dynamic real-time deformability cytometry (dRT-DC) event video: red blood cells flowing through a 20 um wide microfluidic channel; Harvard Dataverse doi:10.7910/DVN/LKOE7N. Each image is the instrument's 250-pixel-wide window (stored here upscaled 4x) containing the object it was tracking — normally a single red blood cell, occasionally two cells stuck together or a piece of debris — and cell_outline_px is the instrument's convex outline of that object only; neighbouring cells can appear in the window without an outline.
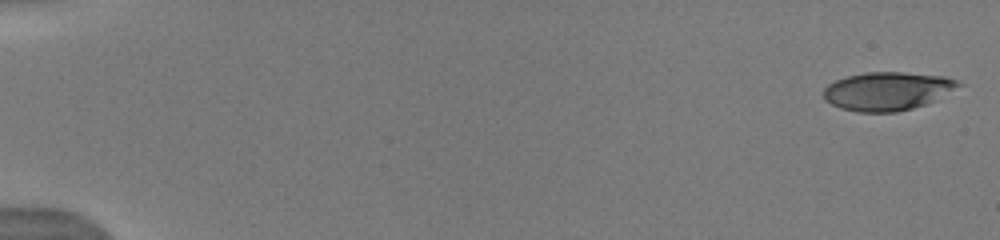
{"species": "human", "species_latin": "Homo sapiens", "temperature_condition": "warm", "stored_images_in_passage": 12, "camera_frame_rate_fps": 3000, "um_per_image_px": 0.085, "donor": {"sex": "male"}, "frame": {"image": 1, "passage_image": 1, "time_ms": 0.0, "image_size_px": [1000, 240], "cell_outline_px": [[964, 84], [924, 104], [912, 108], [896, 112], [856, 112], [840, 108], [824, 100], [824, 88], [828, 84], [836, 80], [848, 76], [864, 72], [900, 72], [944, 76], [960, 80]], "centroid_in_image_um": [75.4, 7.74], "position_along_channel_um": 9.6, "area_um2": 30.0}}
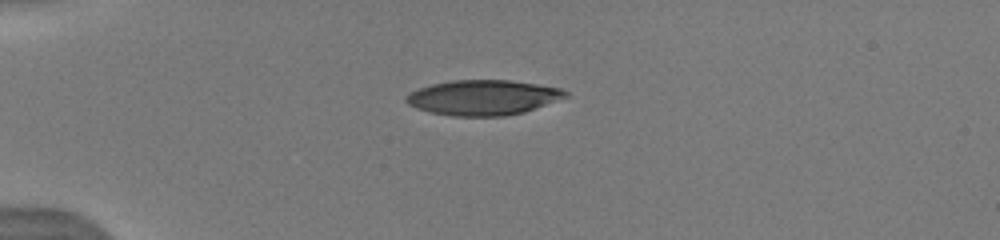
{"frame": {"image": 2, "passage_image": 7, "time_ms": 4.333, "image_size_px": [1000, 240], "cell_outline_px": [[568, 96], [524, 112], [504, 116], [452, 116], [428, 112], [416, 108], [408, 104], [404, 100], [404, 96], [408, 92], [432, 84], [452, 80], [508, 80], [536, 84], [560, 88], [568, 92]], "centroid_in_image_um": [41.0, 8.29], "position_along_channel_um": 44.0, "area_um2": 32.6}}